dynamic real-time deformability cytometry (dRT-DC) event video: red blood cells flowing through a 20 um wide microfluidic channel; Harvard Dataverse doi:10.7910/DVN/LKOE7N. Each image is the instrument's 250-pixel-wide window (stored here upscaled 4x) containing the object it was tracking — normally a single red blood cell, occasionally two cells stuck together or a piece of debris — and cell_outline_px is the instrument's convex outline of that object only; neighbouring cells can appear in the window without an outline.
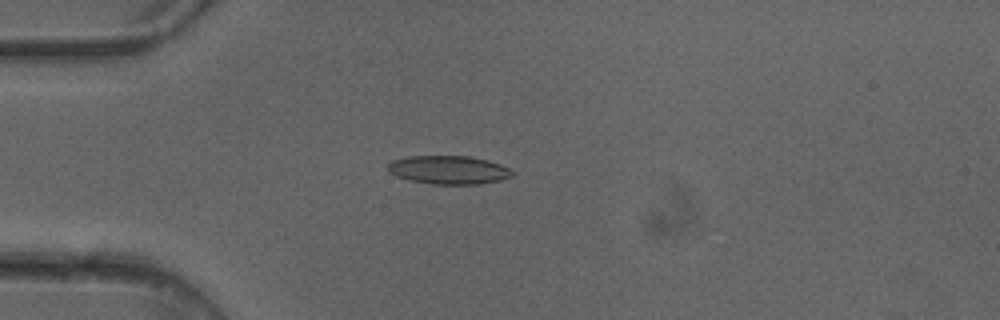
{"species": "common noctule bat (a hibernating species)", "species_latin": "Nyctalus noctula", "temperature_condition": "cold", "stored_images_in_passage": 4, "camera_frame_rate_fps": 3000, "um_per_image_px": 0.085, "animal": {"sex": "female"}, "frame": {"image": 1, "passage_image": 4, "time_ms": 1.0, "image_size_px": [1000, 320], "cell_outline_px": [[516, 172], [512, 176], [500, 180], [480, 184], [432, 184], [408, 180], [396, 176], [388, 172], [388, 164], [392, 160], [408, 156], [468, 156], [488, 160], [500, 164]], "centroid_in_image_um": [38.13, 14.44], "position_along_channel_um": 46.9, "area_um2": 20.75}}